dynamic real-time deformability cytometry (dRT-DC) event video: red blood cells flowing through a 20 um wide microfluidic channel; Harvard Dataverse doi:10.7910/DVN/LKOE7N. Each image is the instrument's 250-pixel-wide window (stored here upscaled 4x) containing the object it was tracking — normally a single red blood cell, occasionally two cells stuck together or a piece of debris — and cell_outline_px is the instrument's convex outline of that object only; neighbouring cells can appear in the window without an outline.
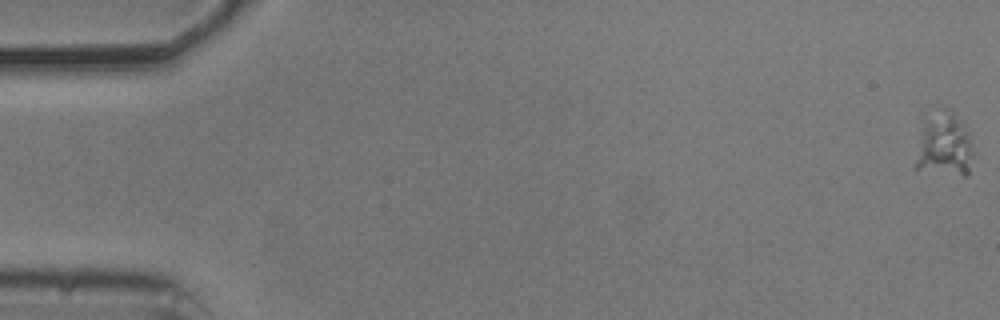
{"species": "common noctule bat (a hibernating species)", "species_latin": "Nyctalus noctula", "temperature_condition": "cold", "stored_images_in_passage": 6, "camera_frame_rate_fps": 3000, "um_per_image_px": 0.085, "animal": {"sex": "male", "body_mass_g": 20.5, "forearm_length_mm": 52.5}, "frame": {"image": 1, "passage_image": 1, "time_ms": 0.0, "image_size_px": [1000, 320], "cell_outline_px": [[972, 152], [968, 176], [964, 176], [916, 168], [916, 160], [924, 120], [948, 112], [968, 132]], "centroid_in_image_um": [80.28, 12.45], "position_along_channel_um": 4.7, "area_um2": 19.54}}